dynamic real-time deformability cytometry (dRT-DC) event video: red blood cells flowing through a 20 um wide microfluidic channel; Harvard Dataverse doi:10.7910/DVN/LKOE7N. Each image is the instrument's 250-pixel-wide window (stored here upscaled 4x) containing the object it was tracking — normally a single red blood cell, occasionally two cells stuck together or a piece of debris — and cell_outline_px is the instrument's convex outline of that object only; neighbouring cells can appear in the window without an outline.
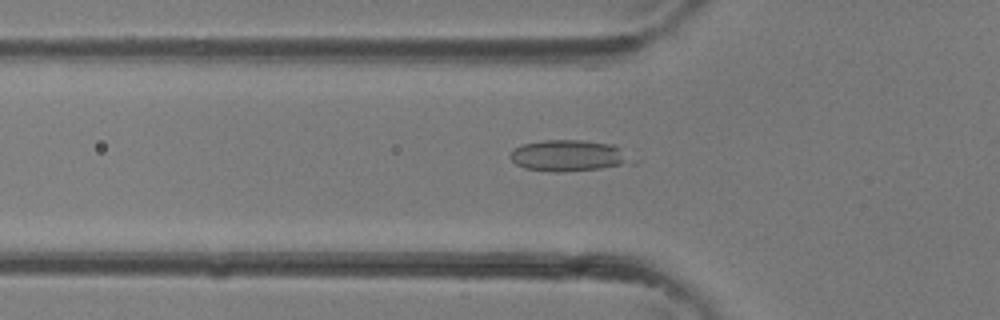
{"species": "common noctule bat (a hibernating species)", "species_latin": "Nyctalus noctula", "temperature_condition": "room temperature", "stored_images_in_passage": 37, "camera_frame_rate_fps": 3000, "um_per_image_px": 0.085, "animal": {"sex": "female"}, "frame": {"image": 1, "passage_image": 13, "time_ms": 4.0, "image_size_px": [1000, 320], "cell_outline_px": [[624, 160], [620, 164], [600, 168], [564, 172], [524, 168], [516, 164], [508, 156], [516, 148], [524, 144], [544, 140], [580, 140], [616, 144]], "centroid_in_image_um": [48.15, 13.21], "position_along_channel_um": 77.6, "area_um2": 20.98}}
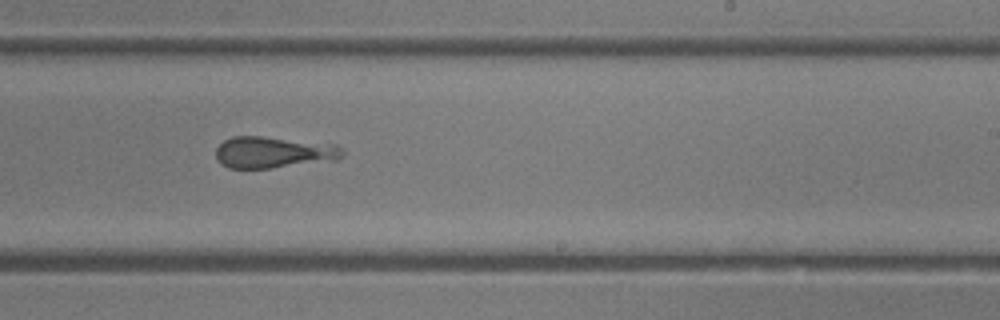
{"frame": {"image": 2, "passage_image": 23, "time_ms": 7.333, "image_size_px": [1000, 320], "cell_outline_px": [[344, 152], [336, 160], [268, 168], [228, 168], [220, 164], [216, 160], [216, 148], [224, 140], [232, 136], [260, 136], [336, 144], [344, 148]], "centroid_in_image_um": [23.22, 12.94], "position_along_channel_um": 265.8, "area_um2": 23.29}}
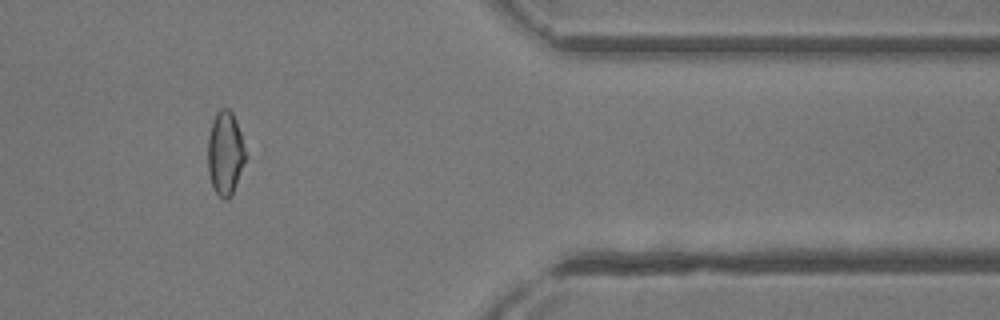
{"frame": {"image": 3, "passage_image": 31, "time_ms": 10.0, "image_size_px": [1000, 320], "cell_outline_px": [[248, 156], [236, 184], [228, 200], [224, 200], [216, 192], [212, 184], [208, 172], [208, 136], [212, 120], [216, 112], [220, 108], [228, 108], [232, 112], [236, 120]], "centroid_in_image_um": [19.15, 12.99], "position_along_channel_um": 392.2, "area_um2": 18.55}}